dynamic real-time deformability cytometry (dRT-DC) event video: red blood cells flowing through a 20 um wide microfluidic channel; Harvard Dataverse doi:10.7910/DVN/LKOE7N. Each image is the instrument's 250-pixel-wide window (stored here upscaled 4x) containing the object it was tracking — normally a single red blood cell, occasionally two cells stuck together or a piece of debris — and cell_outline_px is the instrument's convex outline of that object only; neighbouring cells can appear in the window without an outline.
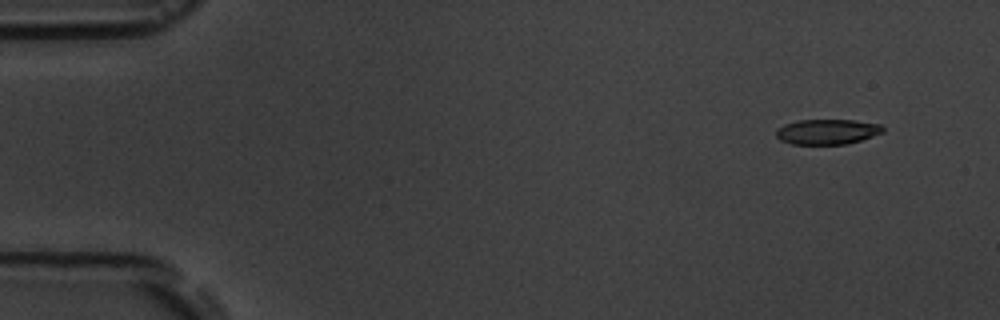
{"species": "common noctule bat (a hibernating species)", "species_latin": "Nyctalus noctula", "temperature_condition": "room temperature", "stored_images_in_passage": 17, "camera_frame_rate_fps": 3000, "um_per_image_px": 0.085, "animal": {"sex": "male", "body_mass_g": 19.5, "forearm_length_mm": 54.6}, "frame": {"image": 1, "passage_image": 2, "time_ms": 1.333, "image_size_px": [1000, 320], "cell_outline_px": [[884, 132], [848, 144], [792, 144], [780, 140], [776, 136], [776, 128], [784, 124], [800, 120], [856, 120], [880, 124], [884, 128]], "centroid_in_image_um": [70.31, 11.19], "position_along_channel_um": 14.7, "area_um2": 15.72}}
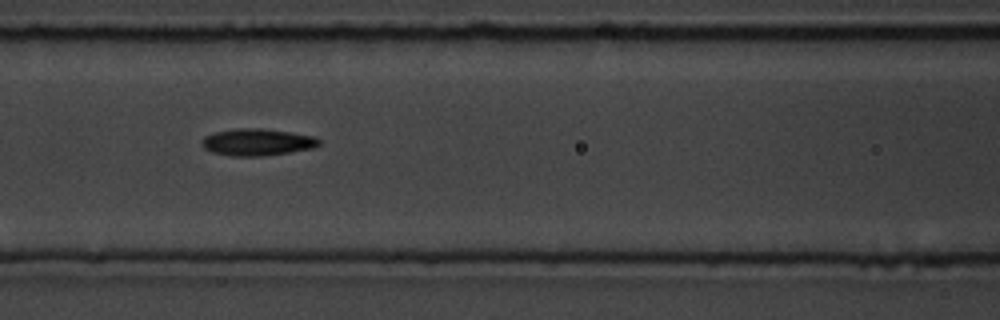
{"frame": {"image": 2, "passage_image": 8, "time_ms": 8.0, "image_size_px": [1000, 320], "cell_outline_px": [[320, 144], [316, 148], [260, 156], [232, 156], [212, 152], [204, 148], [200, 144], [200, 140], [204, 136], [216, 132], [236, 128], [260, 128], [316, 136], [320, 140]], "centroid_in_image_um": [21.85, 12.08], "position_along_channel_um": 144.7, "area_um2": 18.44}}
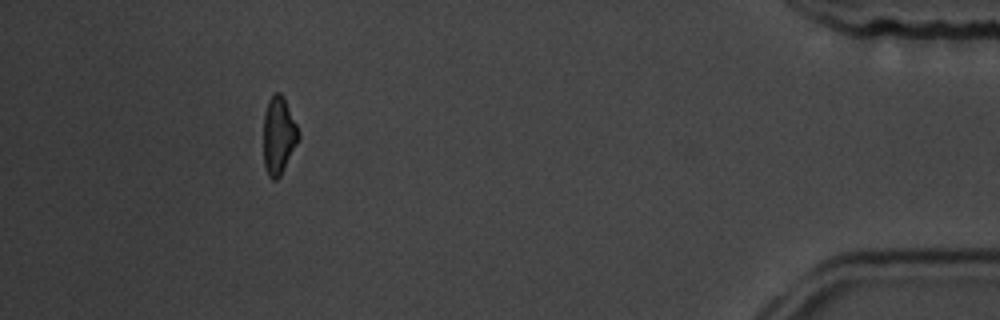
{"frame": {"image": 3, "passage_image": 16, "time_ms": 17.0, "image_size_px": [1000, 320], "cell_outline_px": [[300, 140], [280, 176], [276, 180], [272, 180], [268, 176], [264, 164], [264, 112], [268, 100], [272, 92], [280, 92], [284, 96], [300, 132]], "centroid_in_image_um": [23.7, 11.49], "position_along_channel_um": 411.5, "area_um2": 16.18}, "authors_computed_cell_mechanics": {"area_um2": 17.051, "velocity_mm_per_s": 3.632, "shape_relaxation_time_tau1_ms": 3.2682, "shape_relaxation_time_tau2_ms": 3.3321, "deformation_change_tau1": 0.1045, "deformation_change_tau2": 0.1012}}